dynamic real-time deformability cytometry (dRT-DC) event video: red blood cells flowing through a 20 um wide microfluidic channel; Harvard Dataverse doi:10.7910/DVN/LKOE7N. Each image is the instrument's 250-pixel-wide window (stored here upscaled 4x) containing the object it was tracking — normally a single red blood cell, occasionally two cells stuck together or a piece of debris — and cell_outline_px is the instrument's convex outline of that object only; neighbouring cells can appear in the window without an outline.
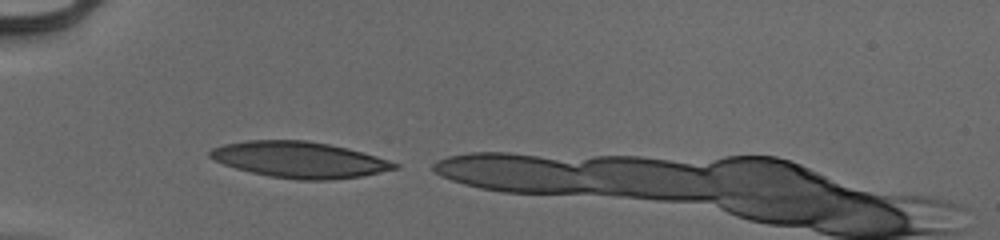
{"species": "human", "species_latin": "Homo sapiens", "temperature_condition": "cold", "stored_images_in_passage": 28, "camera_frame_rate_fps": 3000, "um_per_image_px": 0.085, "donor": {"sex": "male"}, "frame": {"image": 1, "passage_image": 1, "time_ms": 0.0, "image_size_px": [1000, 240], "cell_outline_px": [[400, 168], [360, 176], [332, 180], [296, 180], [272, 176], [252, 172], [236, 168], [224, 164], [208, 156], [208, 152], [212, 148], [224, 144], [248, 140], [304, 140], [328, 144], [348, 148], [364, 152], [400, 164]], "centroid_in_image_um": [25.48, 13.57], "position_along_channel_um": 59.5, "area_um2": 38.67}}
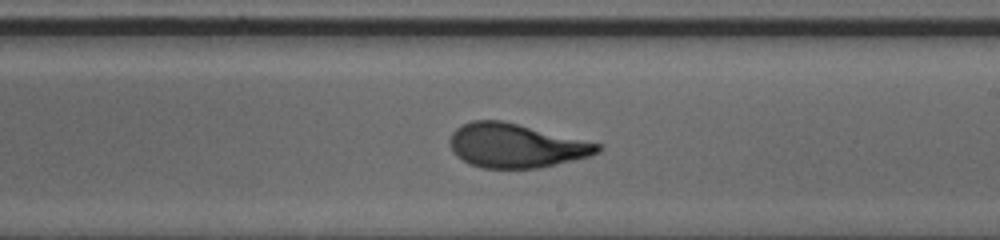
{"frame": {"image": 2, "passage_image": 16, "time_ms": 5.0, "image_size_px": [1000, 240], "cell_outline_px": [[604, 148], [600, 152], [588, 156], [540, 168], [484, 168], [472, 164], [456, 156], [452, 152], [448, 140], [452, 132], [460, 124], [472, 120], [504, 120], [600, 144]], "centroid_in_image_um": [43.81, 12.36], "position_along_channel_um": 245.2, "area_um2": 37.97}}
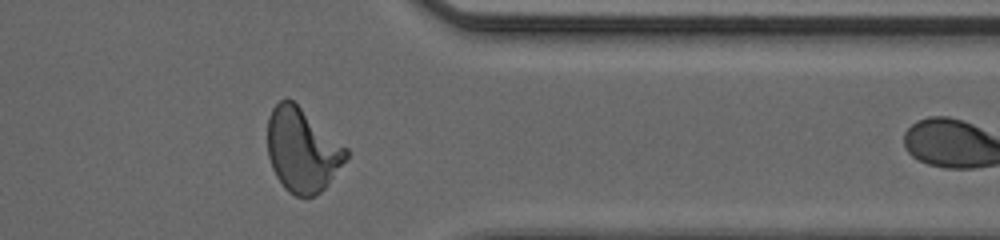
{"frame": {"image": 3, "passage_image": 27, "time_ms": 8.667, "image_size_px": [1000, 240], "cell_outline_px": [[348, 156], [324, 188], [316, 196], [296, 196], [288, 192], [284, 188], [276, 176], [272, 168], [268, 156], [268, 116], [272, 108], [280, 100], [292, 100], [348, 148]], "centroid_in_image_um": [25.67, 12.76], "position_along_channel_um": 385.7, "area_um2": 38.03}}